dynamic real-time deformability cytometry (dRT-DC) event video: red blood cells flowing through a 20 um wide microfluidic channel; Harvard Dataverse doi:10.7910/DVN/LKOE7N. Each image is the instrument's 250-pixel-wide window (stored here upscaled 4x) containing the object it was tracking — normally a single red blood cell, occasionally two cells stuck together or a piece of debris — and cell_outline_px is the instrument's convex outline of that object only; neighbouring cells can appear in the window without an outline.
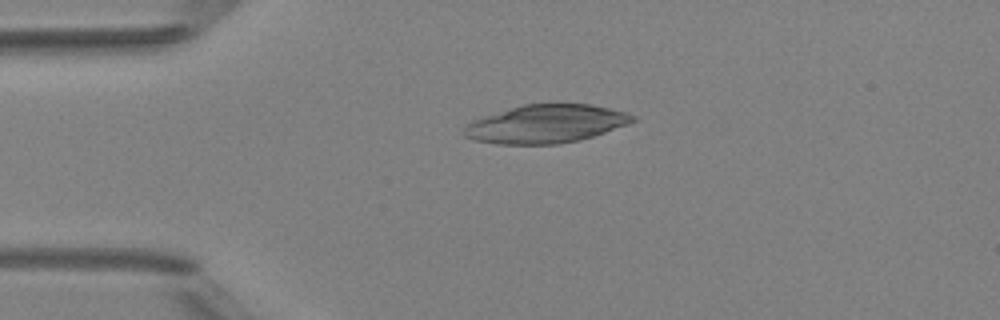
{"species": "Egyptian fruit bat (a non-hibernating species)", "species_latin": "Rousettus aegyptiacus", "temperature_condition": "room temperature", "stored_images_in_passage": 5, "camera_frame_rate_fps": 3000, "um_per_image_px": 0.085, "animal": {"sex": "female"}, "frame": {"image": 1, "passage_image": 3, "time_ms": 3.0, "image_size_px": [1000, 320], "cell_outline_px": [[636, 120], [628, 124], [580, 140], [556, 144], [496, 144], [476, 140], [464, 136], [464, 128], [472, 120], [484, 116], [524, 104], [556, 100], [592, 104], [628, 112], [636, 116]], "centroid_in_image_um": [46.46, 10.48], "position_along_channel_um": 38.5, "area_um2": 38.38}}
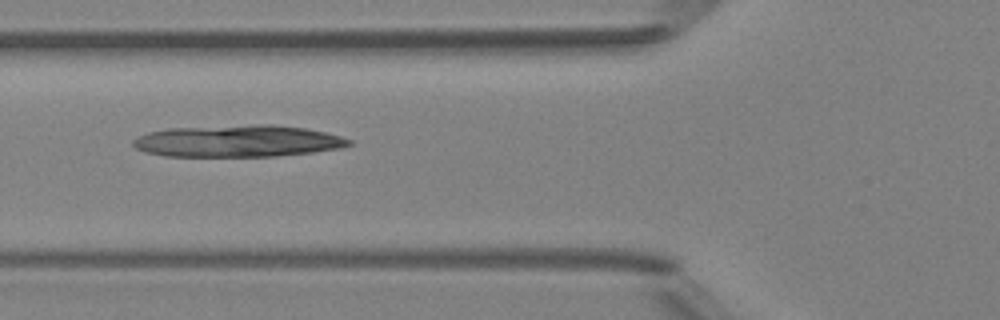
{"frame": {"image": 2, "passage_image": 5, "time_ms": 5.333, "image_size_px": [1000, 320], "cell_outline_px": [[352, 144], [340, 148], [312, 152], [276, 156], [164, 156], [144, 152], [136, 148], [132, 144], [132, 140], [148, 132], [168, 128], [256, 124], [272, 124], [304, 128], [324, 132], [340, 136], [352, 140]], "centroid_in_image_um": [20.2, 11.99], "position_along_channel_um": 105.6, "area_um2": 40.11}}